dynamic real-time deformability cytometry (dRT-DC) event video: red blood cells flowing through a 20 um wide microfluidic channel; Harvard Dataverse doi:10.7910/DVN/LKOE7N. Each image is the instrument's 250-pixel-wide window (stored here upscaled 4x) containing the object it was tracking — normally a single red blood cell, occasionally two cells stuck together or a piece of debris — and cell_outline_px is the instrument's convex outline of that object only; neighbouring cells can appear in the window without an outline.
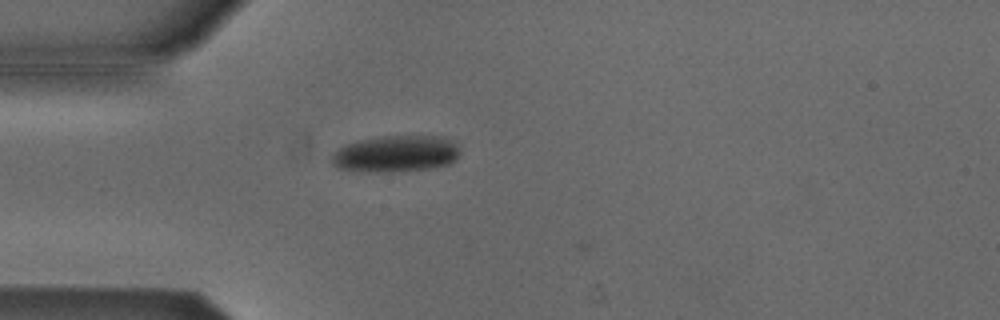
{"species": "Egyptian fruit bat (a non-hibernating species)", "species_latin": "Rousettus aegyptiacus", "temperature_condition": "cold", "stored_images_in_passage": 7, "camera_frame_rate_fps": 3000, "um_per_image_px": 0.085, "animal": {"sex": "male"}, "frame": {"image": 1, "passage_image": 4, "time_ms": 1.0, "image_size_px": [1000, 320], "cell_outline_px": [[460, 156], [456, 160], [448, 164], [432, 168], [400, 172], [352, 172], [336, 168], [332, 164], [332, 156], [344, 144], [356, 140], [376, 136], [448, 136], [460, 144]], "centroid_in_image_um": [33.68, 13.07], "position_along_channel_um": 51.3, "area_um2": 28.38}}